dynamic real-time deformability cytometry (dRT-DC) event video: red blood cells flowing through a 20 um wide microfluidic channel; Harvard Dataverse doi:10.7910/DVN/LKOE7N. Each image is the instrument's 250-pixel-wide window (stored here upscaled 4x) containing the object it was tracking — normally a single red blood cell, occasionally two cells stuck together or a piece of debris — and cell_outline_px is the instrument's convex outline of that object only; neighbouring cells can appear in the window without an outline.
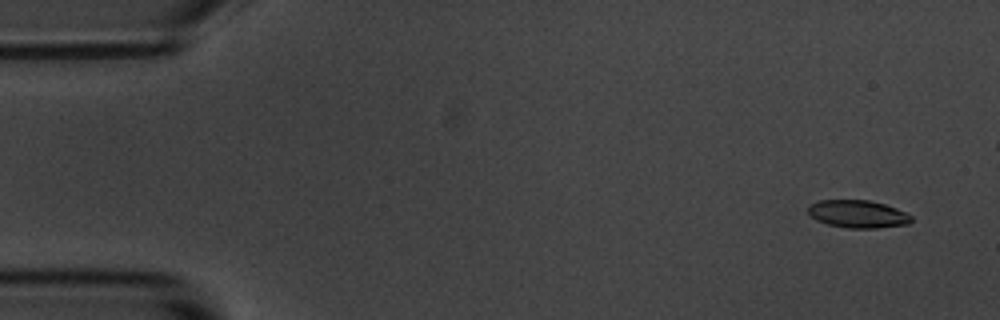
{"species": "common noctule bat (a hibernating species)", "species_latin": "Nyctalus noctula", "temperature_condition": "room temperature", "stored_images_in_passage": 6, "camera_frame_rate_fps": 3000, "um_per_image_px": 0.085, "animal": {"sex": "male", "body_mass_g": 20.1, "forearm_length_mm": 53.5}, "frame": {"image": 1, "passage_image": 1, "time_ms": 0.0, "image_size_px": [1000, 320], "cell_outline_px": [[912, 220], [908, 224], [876, 228], [848, 228], [828, 224], [816, 220], [808, 212], [808, 204], [820, 200], [868, 200], [884, 204], [896, 208], [912, 216]], "centroid_in_image_um": [72.9, 18.19], "position_along_channel_um": 12.1, "area_um2": 16.59}}
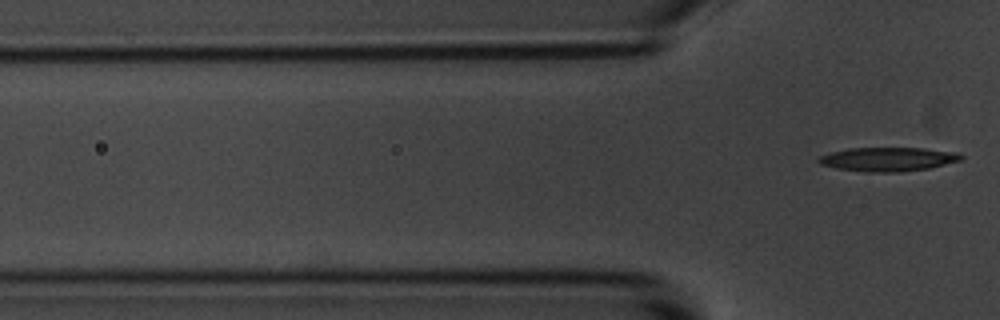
{"frame": {"image": 2, "passage_image": 6, "time_ms": 1.667, "image_size_px": [1000, 320], "cell_outline_px": [[964, 156], [960, 160], [928, 168], [900, 172], [864, 172], [836, 168], [820, 164], [816, 160], [820, 156], [832, 152], [852, 148], [924, 148], [960, 152]], "centroid_in_image_um": [75.49, 13.53], "position_along_channel_um": 50.3, "area_um2": 19.83}}